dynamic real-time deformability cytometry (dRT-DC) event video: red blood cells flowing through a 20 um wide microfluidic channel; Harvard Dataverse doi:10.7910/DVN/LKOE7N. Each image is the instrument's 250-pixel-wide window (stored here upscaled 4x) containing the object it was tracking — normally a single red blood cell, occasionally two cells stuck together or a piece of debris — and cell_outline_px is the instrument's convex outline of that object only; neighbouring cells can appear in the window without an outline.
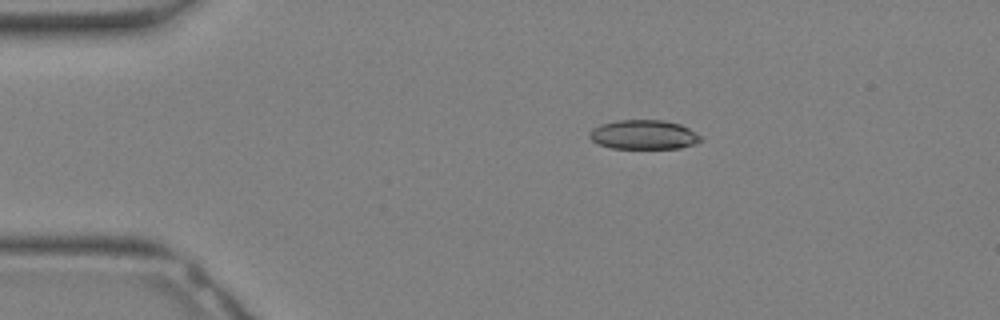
{"species": "Egyptian fruit bat (a non-hibernating species)", "species_latin": "Rousettus aegyptiacus", "temperature_condition": "warm", "stored_images_in_passage": 28, "camera_frame_rate_fps": 3000, "um_per_image_px": 0.085, "animal": {"sex": "female"}, "frame": {"image": 1, "passage_image": 2, "time_ms": 0.333, "image_size_px": [1000, 320], "cell_outline_px": [[704, 140], [696, 144], [680, 148], [612, 148], [596, 144], [588, 136], [588, 132], [592, 128], [600, 124], [616, 120], [664, 120], [680, 124], [688, 128], [700, 136]], "centroid_in_image_um": [54.69, 11.45], "position_along_channel_um": 30.3, "area_um2": 19.19}}
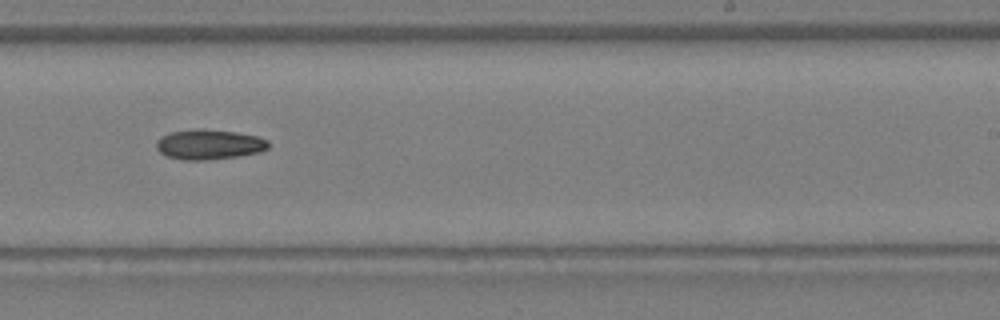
{"frame": {"image": 2, "passage_image": 16, "time_ms": 5.0, "image_size_px": [1000, 320], "cell_outline_px": [[268, 148], [260, 152], [212, 160], [184, 160], [168, 156], [160, 152], [156, 148], [156, 140], [160, 136], [168, 132], [196, 128], [200, 128], [236, 132], [256, 136], [268, 140]], "centroid_in_image_um": [17.73, 12.27], "position_along_channel_um": 271.3, "area_um2": 19.77}}
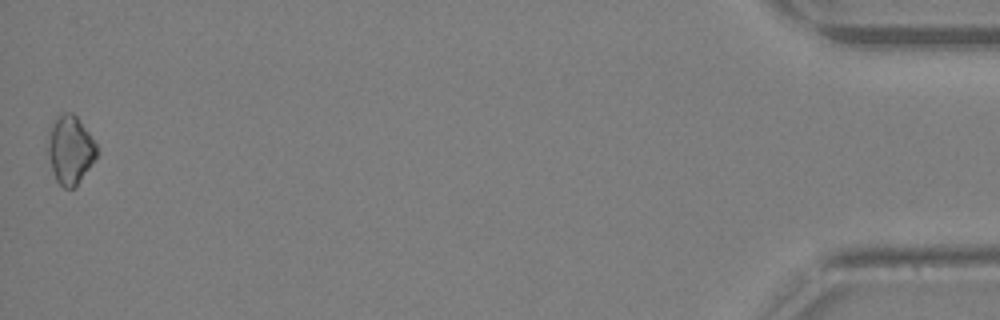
{"frame": {"image": 3, "passage_image": 28, "time_ms": 9.0, "image_size_px": [1000, 320], "cell_outline_px": [[96, 156], [76, 188], [64, 188], [56, 180], [44, 148], [48, 132], [56, 116], [60, 112], [72, 112], [76, 116], [88, 132], [96, 144]], "centroid_in_image_um": [5.9, 12.72], "position_along_channel_um": 429.3, "area_um2": 19.77}}